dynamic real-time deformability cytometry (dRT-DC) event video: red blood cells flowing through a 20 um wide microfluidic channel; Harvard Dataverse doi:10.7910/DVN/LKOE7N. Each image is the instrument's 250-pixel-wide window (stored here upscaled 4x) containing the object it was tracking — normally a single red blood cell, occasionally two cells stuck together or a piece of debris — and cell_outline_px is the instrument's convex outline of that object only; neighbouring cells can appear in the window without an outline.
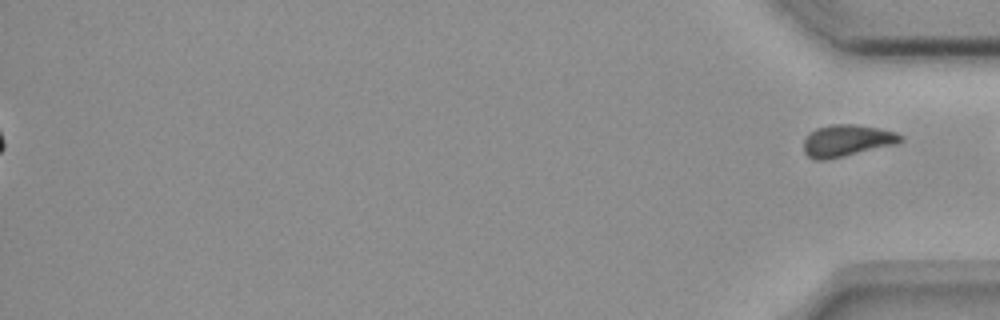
{"species": "common noctule bat (a hibernating species)", "species_latin": "Nyctalus noctula", "temperature_condition": "room temperature", "stored_images_in_passage": 57, "segment_of_instrument_passage": [2, 2], "camera_frame_rate_fps": 3000, "um_per_image_px": 0.085, "animal": {"sex": "female", "body_mass_g": 18.4}, "frame": {"image": 1, "passage_image": 57, "time_ms": 18.667, "image_size_px": [1000, 320], "cell_outline_px": [[904, 140], [896, 144], [844, 156], [824, 160], [816, 160], [808, 156], [804, 152], [804, 140], [808, 132], [816, 128], [832, 124], [856, 124], [880, 128], [896, 132], [904, 136]], "centroid_in_image_um": [71.99, 11.94], "position_along_channel_um": 363.2, "area_um2": 18.09}}